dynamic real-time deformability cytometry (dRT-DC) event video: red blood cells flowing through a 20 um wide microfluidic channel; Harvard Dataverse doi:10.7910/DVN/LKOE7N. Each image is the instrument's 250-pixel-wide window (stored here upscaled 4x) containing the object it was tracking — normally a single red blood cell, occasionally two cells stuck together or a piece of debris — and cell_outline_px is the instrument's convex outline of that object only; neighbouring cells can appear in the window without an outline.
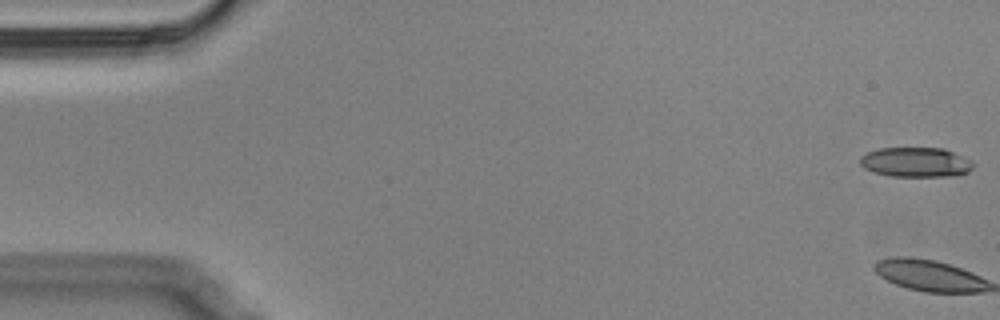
{"species": "Egyptian fruit bat (a non-hibernating species)", "species_latin": "Rousettus aegyptiacus", "temperature_condition": "cold", "stored_images_in_passage": 57, "camera_frame_rate_fps": 3000, "um_per_image_px": 0.085, "animal": {"sex": "male"}, "frame": {"image": 1, "passage_image": 1, "time_ms": 0.0, "image_size_px": [1000, 320], "cell_outline_px": [[976, 164], [968, 172], [956, 176], [892, 176], [876, 172], [864, 168], [860, 164], [860, 156], [868, 152], [880, 148], [944, 148], [972, 160]], "centroid_in_image_um": [77.89, 13.78], "position_along_channel_um": 7.1, "area_um2": 19.65}}
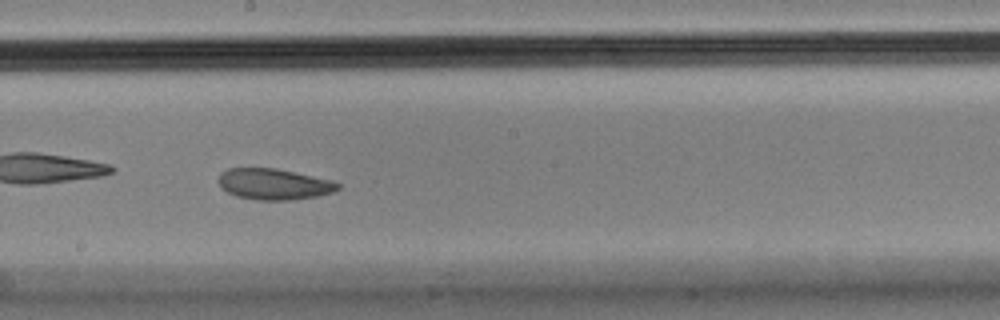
{"frame": {"image": 2, "passage_image": 33, "time_ms": 10.667, "image_size_px": [1000, 320], "cell_outline_px": [[340, 188], [332, 192], [316, 196], [288, 200], [256, 200], [236, 196], [220, 188], [216, 180], [220, 172], [228, 168], [276, 168], [328, 180], [340, 184]], "centroid_in_image_um": [23.18, 15.65], "position_along_channel_um": 225.0, "area_um2": 21.5}, "authors_computed_cell_mechanics": {"area_um2": 22.3686, "velocity_mm_per_s": 3.4308, "shape_relaxation_time_tau1_ms": null, "shape_relaxation_time_tau2_ms": 3.5599, "deformation_change_tau1": null, "deformation_change_tau2": 0.0786}}